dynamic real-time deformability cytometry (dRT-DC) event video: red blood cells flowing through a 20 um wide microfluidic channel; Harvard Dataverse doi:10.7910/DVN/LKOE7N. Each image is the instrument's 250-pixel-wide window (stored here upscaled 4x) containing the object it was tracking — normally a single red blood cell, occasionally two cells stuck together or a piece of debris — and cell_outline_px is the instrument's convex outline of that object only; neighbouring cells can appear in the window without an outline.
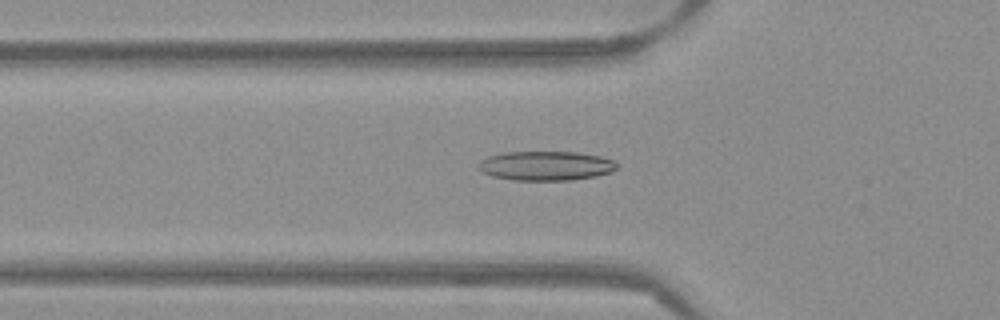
{"species": "Egyptian fruit bat (a non-hibernating species)", "species_latin": "Rousettus aegyptiacus", "temperature_condition": "warm", "stored_images_in_passage": 52, "camera_frame_rate_fps": 3000, "um_per_image_px": 0.085, "frame": {"image": 1, "passage_image": 18, "time_ms": 5.667, "image_size_px": [1000, 320], "cell_outline_px": [[616, 168], [612, 172], [596, 176], [572, 180], [512, 180], [492, 176], [480, 172], [476, 168], [476, 164], [480, 160], [488, 156], [504, 152], [576, 152], [600, 156], [612, 160], [616, 164]], "centroid_in_image_um": [46.33, 14.09], "position_along_channel_um": 79.5, "area_um2": 23.87}}
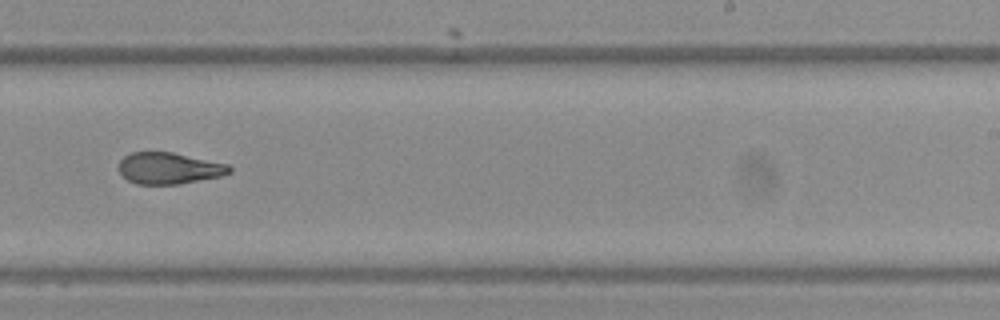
{"frame": {"image": 2, "passage_image": 33, "time_ms": 10.667, "image_size_px": [1000, 320], "cell_outline_px": [[232, 172], [224, 176], [180, 184], [136, 184], [128, 180], [120, 172], [120, 160], [124, 156], [132, 152], [172, 152], [228, 164], [232, 168]], "centroid_in_image_um": [14.41, 14.31], "position_along_channel_um": 274.6, "area_um2": 20.35}}
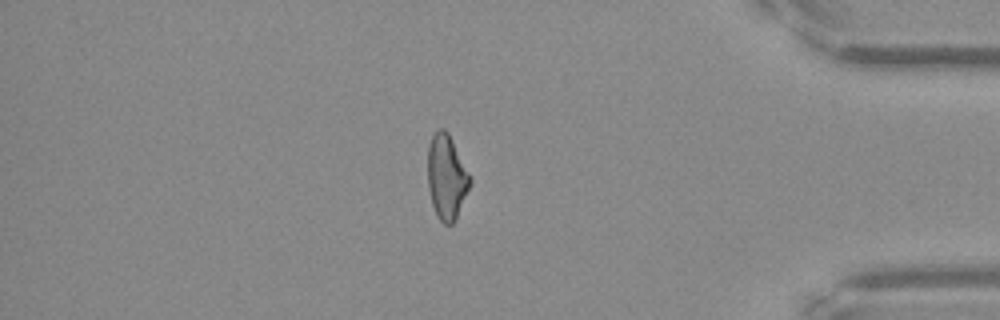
{"frame": {"image": 3, "passage_image": 45, "time_ms": 14.667, "image_size_px": [1000, 320], "cell_outline_px": [[472, 184], [456, 220], [452, 224], [444, 224], [436, 216], [432, 204], [428, 188], [428, 144], [432, 136], [440, 128], [444, 128], [448, 132], [472, 180]], "centroid_in_image_um": [37.97, 15.09], "position_along_channel_um": 397.2, "area_um2": 20.98}, "authors_computed_cell_mechanics": {"area_um2": 21.675, "velocity_mm_per_s": 3.886, "shape_relaxation_time_tau1_ms": null, "shape_relaxation_time_tau2_ms": 2.3747, "deformation_change_tau1": null, "deformation_change_tau2": 0.1033}}